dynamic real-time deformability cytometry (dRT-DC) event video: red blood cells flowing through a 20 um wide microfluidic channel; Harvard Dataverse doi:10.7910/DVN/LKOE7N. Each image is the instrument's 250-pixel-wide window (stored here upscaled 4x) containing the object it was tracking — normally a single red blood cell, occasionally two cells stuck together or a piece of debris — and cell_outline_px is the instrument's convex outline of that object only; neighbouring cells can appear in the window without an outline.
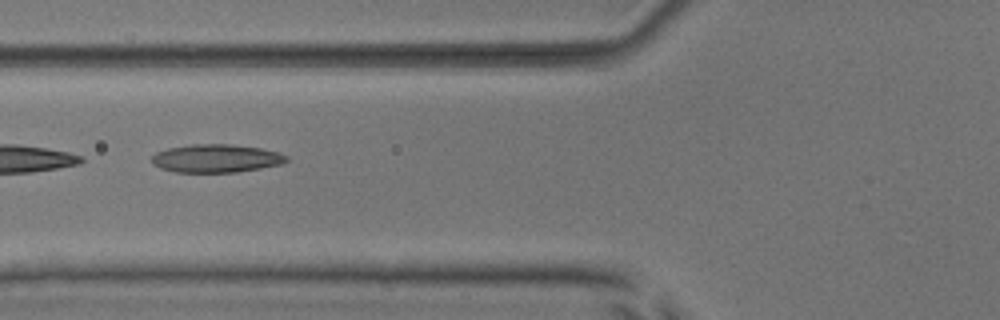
{"species": "common noctule bat (a hibernating species)", "species_latin": "Nyctalus noctula", "temperature_condition": "room temperature", "stored_images_in_passage": 7, "camera_frame_rate_fps": 3000, "um_per_image_px": 0.085, "animal": {"sex": "male", "body_mass_g": 17.9, "forearm_length_mm": 54.2}, "frame": {"image": 1, "passage_image": 6, "time_ms": 5.667, "image_size_px": [1000, 320], "cell_outline_px": [[288, 160], [280, 164], [260, 168], [236, 172], [176, 172], [160, 168], [152, 164], [152, 156], [156, 152], [168, 148], [188, 144], [228, 144], [260, 148], [280, 152], [288, 156]], "centroid_in_image_um": [18.35, 13.46], "position_along_channel_um": 107.4, "area_um2": 22.14}}
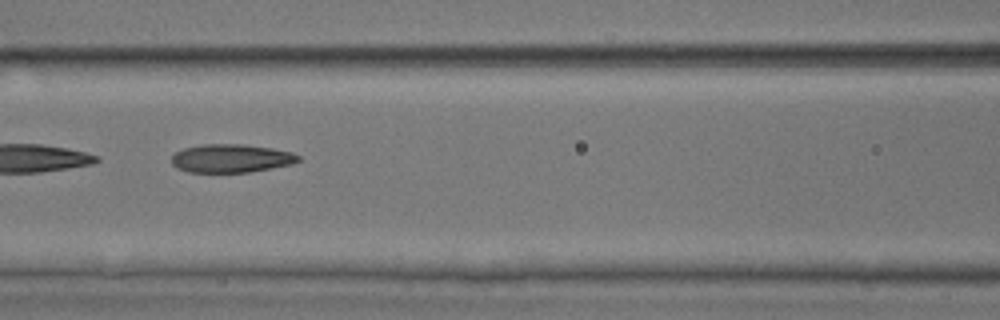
{"frame": {"image": 2, "passage_image": 7, "time_ms": 6.667, "image_size_px": [1000, 320], "cell_outline_px": [[300, 160], [292, 164], [272, 168], [248, 172], [188, 172], [176, 168], [172, 164], [172, 156], [176, 152], [184, 148], [200, 144], [244, 144], [272, 148], [292, 152], [300, 156]], "centroid_in_image_um": [19.64, 13.45], "position_along_channel_um": 147.0, "area_um2": 21.04}}